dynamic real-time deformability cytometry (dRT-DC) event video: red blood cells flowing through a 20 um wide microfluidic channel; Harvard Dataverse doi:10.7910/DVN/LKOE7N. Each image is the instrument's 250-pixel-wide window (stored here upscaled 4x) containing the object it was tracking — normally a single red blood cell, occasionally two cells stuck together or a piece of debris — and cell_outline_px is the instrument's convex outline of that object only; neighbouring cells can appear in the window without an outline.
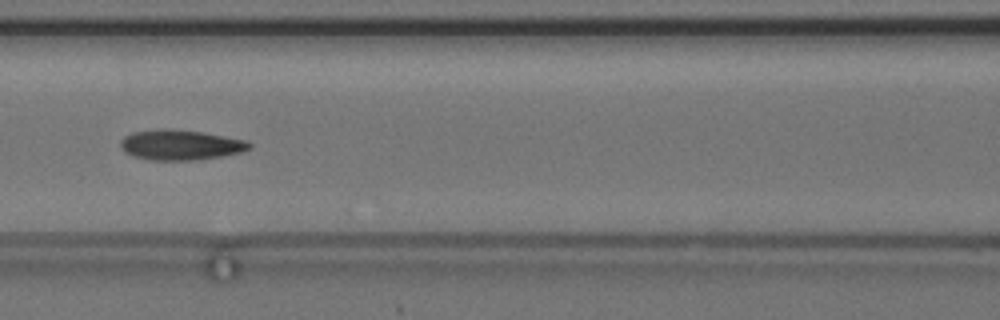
{"species": "common noctule bat (a hibernating species)", "species_latin": "Nyctalus noctula", "temperature_condition": "cold", "stored_images_in_passage": 55, "camera_frame_rate_fps": 3000, "um_per_image_px": 0.085, "animal": {"sex": "female", "body_mass_g": 24.6, "forearm_length_mm": 56.2}, "frame": {"image": 1, "passage_image": 24, "time_ms": 7.667, "image_size_px": [1000, 320], "cell_outline_px": [[252, 148], [240, 152], [220, 156], [196, 160], [152, 160], [132, 156], [124, 152], [120, 148], [120, 140], [124, 136], [132, 132], [160, 128], [168, 128], [200, 132], [248, 140], [252, 144]], "centroid_in_image_um": [15.31, 12.31], "position_along_channel_um": 151.3, "area_um2": 22.83}, "authors_computed_cell_mechanics": {"area_um2": 22.0218, "velocity_mm_per_s": 3.6837, "shape_relaxation_time_tau1_ms": 8.7276, "shape_relaxation_time_tau2_ms": 3.2531, "deformation_change_tau1": 0.187, "deformation_change_tau2": 0.1058}}